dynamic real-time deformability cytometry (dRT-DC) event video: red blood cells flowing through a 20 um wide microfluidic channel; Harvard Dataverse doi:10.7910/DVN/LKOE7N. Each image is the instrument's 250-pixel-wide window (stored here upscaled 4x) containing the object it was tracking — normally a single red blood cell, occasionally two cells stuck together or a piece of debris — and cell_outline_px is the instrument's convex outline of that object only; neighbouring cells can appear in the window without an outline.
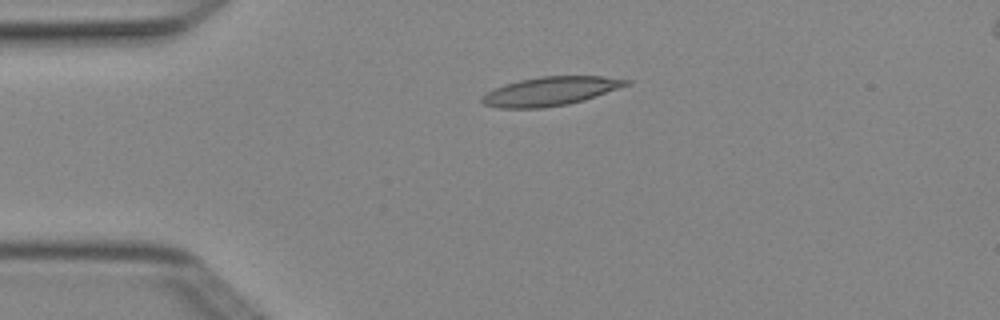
{"species": "Egyptian fruit bat (a non-hibernating species)", "species_latin": "Rousettus aegyptiacus", "temperature_condition": "cold", "stored_images_in_passage": 5, "camera_frame_rate_fps": 3000, "um_per_image_px": 0.085, "animal": {"sex": "female"}, "frame": {"image": 1, "passage_image": 3, "time_ms": 0.667, "image_size_px": [1000, 320], "cell_outline_px": [[632, 84], [584, 100], [568, 104], [540, 108], [500, 108], [484, 104], [480, 100], [480, 96], [484, 92], [504, 84], [520, 80], [540, 76], [604, 76], [632, 80]], "centroid_in_image_um": [46.78, 7.75], "position_along_channel_um": 38.2, "area_um2": 24.45}}